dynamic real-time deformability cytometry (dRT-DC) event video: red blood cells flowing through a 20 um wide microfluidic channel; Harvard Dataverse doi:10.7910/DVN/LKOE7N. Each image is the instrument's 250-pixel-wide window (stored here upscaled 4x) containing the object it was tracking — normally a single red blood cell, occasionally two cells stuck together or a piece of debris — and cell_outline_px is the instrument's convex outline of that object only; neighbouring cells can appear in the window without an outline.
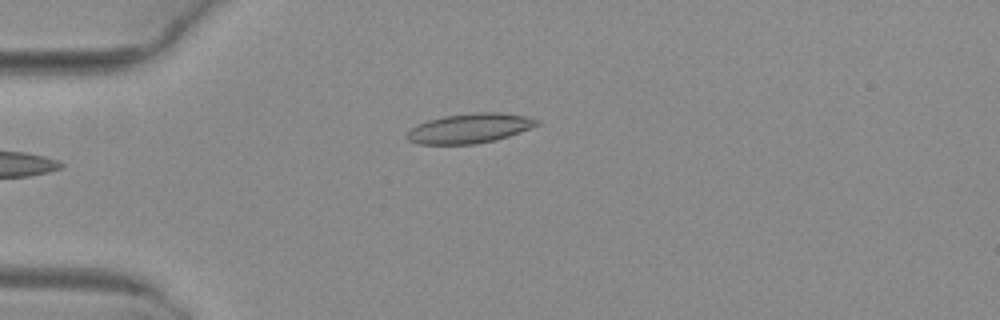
{"species": "common noctule bat (a hibernating species)", "species_latin": "Nyctalus noctula", "temperature_condition": "warm", "stored_images_in_passage": 4, "camera_frame_rate_fps": 3000, "um_per_image_px": 0.085, "animal": {"sex": "female", "body_mass_g": 29.2, "forearm_length_mm": 56.3}, "frame": {"image": 1, "passage_image": 4, "time_ms": 1.0, "image_size_px": [1000, 320], "cell_outline_px": [[540, 124], [508, 136], [496, 140], [476, 144], [420, 144], [408, 140], [408, 132], [412, 128], [428, 120], [444, 116], [476, 112], [500, 112], [528, 116], [540, 120]], "centroid_in_image_um": [39.98, 10.9], "position_along_channel_um": 45.0, "area_um2": 22.31}}